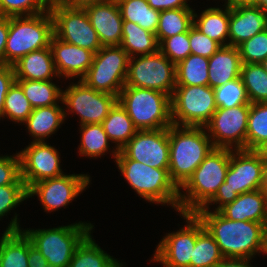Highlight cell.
Wrapping results in <instances>:
<instances>
[{
  "label": "cell",
  "mask_w": 267,
  "mask_h": 267,
  "mask_svg": "<svg viewBox=\"0 0 267 267\" xmlns=\"http://www.w3.org/2000/svg\"><path fill=\"white\" fill-rule=\"evenodd\" d=\"M54 21L50 10L31 16L9 17L5 65H13L32 51L50 47Z\"/></svg>",
  "instance_id": "52a82bcc"
},
{
  "label": "cell",
  "mask_w": 267,
  "mask_h": 267,
  "mask_svg": "<svg viewBox=\"0 0 267 267\" xmlns=\"http://www.w3.org/2000/svg\"><path fill=\"white\" fill-rule=\"evenodd\" d=\"M125 85L156 90L171 97L176 87V64L159 50L130 57Z\"/></svg>",
  "instance_id": "8fae6325"
},
{
  "label": "cell",
  "mask_w": 267,
  "mask_h": 267,
  "mask_svg": "<svg viewBox=\"0 0 267 267\" xmlns=\"http://www.w3.org/2000/svg\"><path fill=\"white\" fill-rule=\"evenodd\" d=\"M267 140V102L250 104L247 122L246 150H254Z\"/></svg>",
  "instance_id": "74e56055"
},
{
  "label": "cell",
  "mask_w": 267,
  "mask_h": 267,
  "mask_svg": "<svg viewBox=\"0 0 267 267\" xmlns=\"http://www.w3.org/2000/svg\"><path fill=\"white\" fill-rule=\"evenodd\" d=\"M129 59L130 56L120 45L101 47L81 80L96 91L118 97L125 86Z\"/></svg>",
  "instance_id": "9c48e42d"
},
{
  "label": "cell",
  "mask_w": 267,
  "mask_h": 267,
  "mask_svg": "<svg viewBox=\"0 0 267 267\" xmlns=\"http://www.w3.org/2000/svg\"><path fill=\"white\" fill-rule=\"evenodd\" d=\"M105 0H57L54 4H60L71 8H85L86 6Z\"/></svg>",
  "instance_id": "816d5d0a"
},
{
  "label": "cell",
  "mask_w": 267,
  "mask_h": 267,
  "mask_svg": "<svg viewBox=\"0 0 267 267\" xmlns=\"http://www.w3.org/2000/svg\"><path fill=\"white\" fill-rule=\"evenodd\" d=\"M48 264L42 253L32 245L28 237V267H46Z\"/></svg>",
  "instance_id": "681fc988"
},
{
  "label": "cell",
  "mask_w": 267,
  "mask_h": 267,
  "mask_svg": "<svg viewBox=\"0 0 267 267\" xmlns=\"http://www.w3.org/2000/svg\"><path fill=\"white\" fill-rule=\"evenodd\" d=\"M263 184L264 161L253 150H231L225 181L219 186L215 196L199 210H209V205L219 204L213 210L219 211L240 194L263 189Z\"/></svg>",
  "instance_id": "5b68a950"
},
{
  "label": "cell",
  "mask_w": 267,
  "mask_h": 267,
  "mask_svg": "<svg viewBox=\"0 0 267 267\" xmlns=\"http://www.w3.org/2000/svg\"><path fill=\"white\" fill-rule=\"evenodd\" d=\"M159 51L174 64L186 59L191 54L189 31L165 38Z\"/></svg>",
  "instance_id": "7bdbcfd3"
},
{
  "label": "cell",
  "mask_w": 267,
  "mask_h": 267,
  "mask_svg": "<svg viewBox=\"0 0 267 267\" xmlns=\"http://www.w3.org/2000/svg\"><path fill=\"white\" fill-rule=\"evenodd\" d=\"M257 0H227L225 4L237 5V4H255Z\"/></svg>",
  "instance_id": "11a10c76"
},
{
  "label": "cell",
  "mask_w": 267,
  "mask_h": 267,
  "mask_svg": "<svg viewBox=\"0 0 267 267\" xmlns=\"http://www.w3.org/2000/svg\"><path fill=\"white\" fill-rule=\"evenodd\" d=\"M241 57L234 46H221L210 58L208 64V86L216 88L240 77Z\"/></svg>",
  "instance_id": "cb8c5ba5"
},
{
  "label": "cell",
  "mask_w": 267,
  "mask_h": 267,
  "mask_svg": "<svg viewBox=\"0 0 267 267\" xmlns=\"http://www.w3.org/2000/svg\"><path fill=\"white\" fill-rule=\"evenodd\" d=\"M250 104L217 108L204 126L215 148L246 150L247 122Z\"/></svg>",
  "instance_id": "9a60e30c"
},
{
  "label": "cell",
  "mask_w": 267,
  "mask_h": 267,
  "mask_svg": "<svg viewBox=\"0 0 267 267\" xmlns=\"http://www.w3.org/2000/svg\"><path fill=\"white\" fill-rule=\"evenodd\" d=\"M81 141L79 154L89 158H97L105 155L109 150V137L105 133L102 124H83L80 125Z\"/></svg>",
  "instance_id": "8d00e7d4"
},
{
  "label": "cell",
  "mask_w": 267,
  "mask_h": 267,
  "mask_svg": "<svg viewBox=\"0 0 267 267\" xmlns=\"http://www.w3.org/2000/svg\"><path fill=\"white\" fill-rule=\"evenodd\" d=\"M51 81L16 79L15 82L22 88L25 97L34 109L56 105L62 101L63 90Z\"/></svg>",
  "instance_id": "4dcf8cb0"
},
{
  "label": "cell",
  "mask_w": 267,
  "mask_h": 267,
  "mask_svg": "<svg viewBox=\"0 0 267 267\" xmlns=\"http://www.w3.org/2000/svg\"><path fill=\"white\" fill-rule=\"evenodd\" d=\"M252 259L224 258L216 267H253L249 264Z\"/></svg>",
  "instance_id": "f5cc1de1"
},
{
  "label": "cell",
  "mask_w": 267,
  "mask_h": 267,
  "mask_svg": "<svg viewBox=\"0 0 267 267\" xmlns=\"http://www.w3.org/2000/svg\"><path fill=\"white\" fill-rule=\"evenodd\" d=\"M102 47L118 46L122 41L123 19L116 0H105L85 7Z\"/></svg>",
  "instance_id": "d6986e66"
},
{
  "label": "cell",
  "mask_w": 267,
  "mask_h": 267,
  "mask_svg": "<svg viewBox=\"0 0 267 267\" xmlns=\"http://www.w3.org/2000/svg\"><path fill=\"white\" fill-rule=\"evenodd\" d=\"M15 81L16 79L13 66H0V119L3 117V108L6 94Z\"/></svg>",
  "instance_id": "7dc6e473"
},
{
  "label": "cell",
  "mask_w": 267,
  "mask_h": 267,
  "mask_svg": "<svg viewBox=\"0 0 267 267\" xmlns=\"http://www.w3.org/2000/svg\"><path fill=\"white\" fill-rule=\"evenodd\" d=\"M123 263L112 256L95 243L91 232L82 240L76 248L68 267H122Z\"/></svg>",
  "instance_id": "f546056e"
},
{
  "label": "cell",
  "mask_w": 267,
  "mask_h": 267,
  "mask_svg": "<svg viewBox=\"0 0 267 267\" xmlns=\"http://www.w3.org/2000/svg\"><path fill=\"white\" fill-rule=\"evenodd\" d=\"M10 184H25L20 175V158L14 156H0V186Z\"/></svg>",
  "instance_id": "bcb514c9"
},
{
  "label": "cell",
  "mask_w": 267,
  "mask_h": 267,
  "mask_svg": "<svg viewBox=\"0 0 267 267\" xmlns=\"http://www.w3.org/2000/svg\"><path fill=\"white\" fill-rule=\"evenodd\" d=\"M214 94L217 108L227 109L251 104L240 77L214 88Z\"/></svg>",
  "instance_id": "ab89813d"
},
{
  "label": "cell",
  "mask_w": 267,
  "mask_h": 267,
  "mask_svg": "<svg viewBox=\"0 0 267 267\" xmlns=\"http://www.w3.org/2000/svg\"><path fill=\"white\" fill-rule=\"evenodd\" d=\"M242 63H261L267 58V30L237 46Z\"/></svg>",
  "instance_id": "b9f144b4"
},
{
  "label": "cell",
  "mask_w": 267,
  "mask_h": 267,
  "mask_svg": "<svg viewBox=\"0 0 267 267\" xmlns=\"http://www.w3.org/2000/svg\"><path fill=\"white\" fill-rule=\"evenodd\" d=\"M49 10L54 21V35L58 39L92 51L94 54L102 47L85 8L51 4Z\"/></svg>",
  "instance_id": "7c38bea8"
},
{
  "label": "cell",
  "mask_w": 267,
  "mask_h": 267,
  "mask_svg": "<svg viewBox=\"0 0 267 267\" xmlns=\"http://www.w3.org/2000/svg\"><path fill=\"white\" fill-rule=\"evenodd\" d=\"M168 139L169 175L180 188L215 147L204 127L172 124Z\"/></svg>",
  "instance_id": "7a4b0ae2"
},
{
  "label": "cell",
  "mask_w": 267,
  "mask_h": 267,
  "mask_svg": "<svg viewBox=\"0 0 267 267\" xmlns=\"http://www.w3.org/2000/svg\"><path fill=\"white\" fill-rule=\"evenodd\" d=\"M9 32V17L0 16V66L5 65V46Z\"/></svg>",
  "instance_id": "f907efd6"
},
{
  "label": "cell",
  "mask_w": 267,
  "mask_h": 267,
  "mask_svg": "<svg viewBox=\"0 0 267 267\" xmlns=\"http://www.w3.org/2000/svg\"><path fill=\"white\" fill-rule=\"evenodd\" d=\"M46 267H58V266H54L52 264H47Z\"/></svg>",
  "instance_id": "94428289"
},
{
  "label": "cell",
  "mask_w": 267,
  "mask_h": 267,
  "mask_svg": "<svg viewBox=\"0 0 267 267\" xmlns=\"http://www.w3.org/2000/svg\"><path fill=\"white\" fill-rule=\"evenodd\" d=\"M186 220V226L177 232L168 233L159 242L153 261L163 267H190V258L198 234L205 228L195 213H180Z\"/></svg>",
  "instance_id": "5bb4252c"
},
{
  "label": "cell",
  "mask_w": 267,
  "mask_h": 267,
  "mask_svg": "<svg viewBox=\"0 0 267 267\" xmlns=\"http://www.w3.org/2000/svg\"><path fill=\"white\" fill-rule=\"evenodd\" d=\"M264 162H267V140L253 150Z\"/></svg>",
  "instance_id": "db71d44e"
},
{
  "label": "cell",
  "mask_w": 267,
  "mask_h": 267,
  "mask_svg": "<svg viewBox=\"0 0 267 267\" xmlns=\"http://www.w3.org/2000/svg\"><path fill=\"white\" fill-rule=\"evenodd\" d=\"M209 58L190 54L176 64V86L208 85Z\"/></svg>",
  "instance_id": "836d02e7"
},
{
  "label": "cell",
  "mask_w": 267,
  "mask_h": 267,
  "mask_svg": "<svg viewBox=\"0 0 267 267\" xmlns=\"http://www.w3.org/2000/svg\"><path fill=\"white\" fill-rule=\"evenodd\" d=\"M240 78L251 104L267 102V72L260 63H242Z\"/></svg>",
  "instance_id": "e575fe53"
},
{
  "label": "cell",
  "mask_w": 267,
  "mask_h": 267,
  "mask_svg": "<svg viewBox=\"0 0 267 267\" xmlns=\"http://www.w3.org/2000/svg\"><path fill=\"white\" fill-rule=\"evenodd\" d=\"M267 30V11L255 4L230 5L228 45L237 47Z\"/></svg>",
  "instance_id": "ffe728a7"
},
{
  "label": "cell",
  "mask_w": 267,
  "mask_h": 267,
  "mask_svg": "<svg viewBox=\"0 0 267 267\" xmlns=\"http://www.w3.org/2000/svg\"><path fill=\"white\" fill-rule=\"evenodd\" d=\"M194 9L178 8L160 11L156 38L160 44L165 38L188 32L193 25Z\"/></svg>",
  "instance_id": "d6a6232c"
},
{
  "label": "cell",
  "mask_w": 267,
  "mask_h": 267,
  "mask_svg": "<svg viewBox=\"0 0 267 267\" xmlns=\"http://www.w3.org/2000/svg\"><path fill=\"white\" fill-rule=\"evenodd\" d=\"M116 102V95L96 91L79 79L77 84L72 83L62 91L60 103L69 109L64 110L65 117L67 112L75 113L79 115L80 125H83L101 124Z\"/></svg>",
  "instance_id": "4fadbf2b"
},
{
  "label": "cell",
  "mask_w": 267,
  "mask_h": 267,
  "mask_svg": "<svg viewBox=\"0 0 267 267\" xmlns=\"http://www.w3.org/2000/svg\"><path fill=\"white\" fill-rule=\"evenodd\" d=\"M90 184L87 174H63L36 182L28 188V198L37 195L47 212L67 206Z\"/></svg>",
  "instance_id": "2e32d148"
},
{
  "label": "cell",
  "mask_w": 267,
  "mask_h": 267,
  "mask_svg": "<svg viewBox=\"0 0 267 267\" xmlns=\"http://www.w3.org/2000/svg\"><path fill=\"white\" fill-rule=\"evenodd\" d=\"M120 46L130 57L149 55L159 50L156 34L131 21H123Z\"/></svg>",
  "instance_id": "f1b7e54d"
},
{
  "label": "cell",
  "mask_w": 267,
  "mask_h": 267,
  "mask_svg": "<svg viewBox=\"0 0 267 267\" xmlns=\"http://www.w3.org/2000/svg\"><path fill=\"white\" fill-rule=\"evenodd\" d=\"M60 105L48 107H38L32 110V113L23 122L26 129L34 138V142L45 141V138L54 134L60 125L64 122V108Z\"/></svg>",
  "instance_id": "484cf974"
},
{
  "label": "cell",
  "mask_w": 267,
  "mask_h": 267,
  "mask_svg": "<svg viewBox=\"0 0 267 267\" xmlns=\"http://www.w3.org/2000/svg\"><path fill=\"white\" fill-rule=\"evenodd\" d=\"M263 189L267 192V162H264V184Z\"/></svg>",
  "instance_id": "6f0895ef"
},
{
  "label": "cell",
  "mask_w": 267,
  "mask_h": 267,
  "mask_svg": "<svg viewBox=\"0 0 267 267\" xmlns=\"http://www.w3.org/2000/svg\"><path fill=\"white\" fill-rule=\"evenodd\" d=\"M13 217L0 238V267H28V236Z\"/></svg>",
  "instance_id": "603a6c76"
},
{
  "label": "cell",
  "mask_w": 267,
  "mask_h": 267,
  "mask_svg": "<svg viewBox=\"0 0 267 267\" xmlns=\"http://www.w3.org/2000/svg\"><path fill=\"white\" fill-rule=\"evenodd\" d=\"M223 259L224 256L215 239L204 228L196 238L190 258V267H216Z\"/></svg>",
  "instance_id": "d590c367"
},
{
  "label": "cell",
  "mask_w": 267,
  "mask_h": 267,
  "mask_svg": "<svg viewBox=\"0 0 267 267\" xmlns=\"http://www.w3.org/2000/svg\"><path fill=\"white\" fill-rule=\"evenodd\" d=\"M189 1V0H188ZM187 0H147L150 7L158 11L190 8Z\"/></svg>",
  "instance_id": "c3c4849f"
},
{
  "label": "cell",
  "mask_w": 267,
  "mask_h": 267,
  "mask_svg": "<svg viewBox=\"0 0 267 267\" xmlns=\"http://www.w3.org/2000/svg\"><path fill=\"white\" fill-rule=\"evenodd\" d=\"M123 21H131L156 34L160 11L153 9L147 0H116Z\"/></svg>",
  "instance_id": "1f68e13d"
},
{
  "label": "cell",
  "mask_w": 267,
  "mask_h": 267,
  "mask_svg": "<svg viewBox=\"0 0 267 267\" xmlns=\"http://www.w3.org/2000/svg\"><path fill=\"white\" fill-rule=\"evenodd\" d=\"M18 154L20 175L27 189L38 181L64 174L58 150L45 141H32Z\"/></svg>",
  "instance_id": "e0dca14e"
},
{
  "label": "cell",
  "mask_w": 267,
  "mask_h": 267,
  "mask_svg": "<svg viewBox=\"0 0 267 267\" xmlns=\"http://www.w3.org/2000/svg\"><path fill=\"white\" fill-rule=\"evenodd\" d=\"M195 214L215 239L224 258L252 259L257 253H266L267 224L229 220L210 209Z\"/></svg>",
  "instance_id": "6da1fadb"
},
{
  "label": "cell",
  "mask_w": 267,
  "mask_h": 267,
  "mask_svg": "<svg viewBox=\"0 0 267 267\" xmlns=\"http://www.w3.org/2000/svg\"><path fill=\"white\" fill-rule=\"evenodd\" d=\"M102 126L109 139L116 144L112 156L116 159L119 150L138 131L125 109L117 101L110 109L108 116L102 121Z\"/></svg>",
  "instance_id": "83f0119b"
},
{
  "label": "cell",
  "mask_w": 267,
  "mask_h": 267,
  "mask_svg": "<svg viewBox=\"0 0 267 267\" xmlns=\"http://www.w3.org/2000/svg\"><path fill=\"white\" fill-rule=\"evenodd\" d=\"M219 212L229 220L267 224V192L264 189L244 192Z\"/></svg>",
  "instance_id": "7402d4cb"
},
{
  "label": "cell",
  "mask_w": 267,
  "mask_h": 267,
  "mask_svg": "<svg viewBox=\"0 0 267 267\" xmlns=\"http://www.w3.org/2000/svg\"><path fill=\"white\" fill-rule=\"evenodd\" d=\"M49 5L54 4L57 0H45Z\"/></svg>",
  "instance_id": "91938a15"
},
{
  "label": "cell",
  "mask_w": 267,
  "mask_h": 267,
  "mask_svg": "<svg viewBox=\"0 0 267 267\" xmlns=\"http://www.w3.org/2000/svg\"><path fill=\"white\" fill-rule=\"evenodd\" d=\"M115 162L138 196L155 204L171 205L178 211L179 188L171 180L168 169L154 168L129 159L120 150Z\"/></svg>",
  "instance_id": "277c9868"
},
{
  "label": "cell",
  "mask_w": 267,
  "mask_h": 267,
  "mask_svg": "<svg viewBox=\"0 0 267 267\" xmlns=\"http://www.w3.org/2000/svg\"><path fill=\"white\" fill-rule=\"evenodd\" d=\"M12 66L15 79L47 81L58 77L50 47L32 51Z\"/></svg>",
  "instance_id": "d4e9b609"
},
{
  "label": "cell",
  "mask_w": 267,
  "mask_h": 267,
  "mask_svg": "<svg viewBox=\"0 0 267 267\" xmlns=\"http://www.w3.org/2000/svg\"><path fill=\"white\" fill-rule=\"evenodd\" d=\"M117 101L137 130L163 129L172 125L171 97L168 94L125 85Z\"/></svg>",
  "instance_id": "8992f818"
},
{
  "label": "cell",
  "mask_w": 267,
  "mask_h": 267,
  "mask_svg": "<svg viewBox=\"0 0 267 267\" xmlns=\"http://www.w3.org/2000/svg\"><path fill=\"white\" fill-rule=\"evenodd\" d=\"M191 54L210 58L221 45L203 34L194 25L189 29Z\"/></svg>",
  "instance_id": "f6af8a7d"
},
{
  "label": "cell",
  "mask_w": 267,
  "mask_h": 267,
  "mask_svg": "<svg viewBox=\"0 0 267 267\" xmlns=\"http://www.w3.org/2000/svg\"><path fill=\"white\" fill-rule=\"evenodd\" d=\"M120 151L129 159L154 168L168 169V128L138 130Z\"/></svg>",
  "instance_id": "ac0fdd59"
},
{
  "label": "cell",
  "mask_w": 267,
  "mask_h": 267,
  "mask_svg": "<svg viewBox=\"0 0 267 267\" xmlns=\"http://www.w3.org/2000/svg\"><path fill=\"white\" fill-rule=\"evenodd\" d=\"M255 5L263 9L264 11H267V0H257Z\"/></svg>",
  "instance_id": "9f6ffc18"
},
{
  "label": "cell",
  "mask_w": 267,
  "mask_h": 267,
  "mask_svg": "<svg viewBox=\"0 0 267 267\" xmlns=\"http://www.w3.org/2000/svg\"><path fill=\"white\" fill-rule=\"evenodd\" d=\"M26 199L28 189L25 184L0 186V219Z\"/></svg>",
  "instance_id": "ee69618b"
},
{
  "label": "cell",
  "mask_w": 267,
  "mask_h": 267,
  "mask_svg": "<svg viewBox=\"0 0 267 267\" xmlns=\"http://www.w3.org/2000/svg\"><path fill=\"white\" fill-rule=\"evenodd\" d=\"M230 149L214 148L179 188V213H196L216 194L225 181ZM180 190H184L183 193Z\"/></svg>",
  "instance_id": "3957f363"
},
{
  "label": "cell",
  "mask_w": 267,
  "mask_h": 267,
  "mask_svg": "<svg viewBox=\"0 0 267 267\" xmlns=\"http://www.w3.org/2000/svg\"><path fill=\"white\" fill-rule=\"evenodd\" d=\"M217 110L210 86H176L171 96L172 124L204 127Z\"/></svg>",
  "instance_id": "30bf717a"
},
{
  "label": "cell",
  "mask_w": 267,
  "mask_h": 267,
  "mask_svg": "<svg viewBox=\"0 0 267 267\" xmlns=\"http://www.w3.org/2000/svg\"><path fill=\"white\" fill-rule=\"evenodd\" d=\"M50 9L45 0H0V16H31Z\"/></svg>",
  "instance_id": "60d3db41"
},
{
  "label": "cell",
  "mask_w": 267,
  "mask_h": 267,
  "mask_svg": "<svg viewBox=\"0 0 267 267\" xmlns=\"http://www.w3.org/2000/svg\"><path fill=\"white\" fill-rule=\"evenodd\" d=\"M260 64L263 66L264 70L267 72V58L264 59Z\"/></svg>",
  "instance_id": "680465c9"
},
{
  "label": "cell",
  "mask_w": 267,
  "mask_h": 267,
  "mask_svg": "<svg viewBox=\"0 0 267 267\" xmlns=\"http://www.w3.org/2000/svg\"><path fill=\"white\" fill-rule=\"evenodd\" d=\"M91 223L78 222L49 229L23 230L48 264L68 267L82 240L93 230Z\"/></svg>",
  "instance_id": "ba28073f"
},
{
  "label": "cell",
  "mask_w": 267,
  "mask_h": 267,
  "mask_svg": "<svg viewBox=\"0 0 267 267\" xmlns=\"http://www.w3.org/2000/svg\"><path fill=\"white\" fill-rule=\"evenodd\" d=\"M50 48L58 78H80L87 74L92 65L94 53L82 47L66 43L53 35Z\"/></svg>",
  "instance_id": "44dd1931"
},
{
  "label": "cell",
  "mask_w": 267,
  "mask_h": 267,
  "mask_svg": "<svg viewBox=\"0 0 267 267\" xmlns=\"http://www.w3.org/2000/svg\"><path fill=\"white\" fill-rule=\"evenodd\" d=\"M224 5V10L219 7H210L203 10L200 16L194 12L193 25L221 46H228L230 5Z\"/></svg>",
  "instance_id": "4316f807"
},
{
  "label": "cell",
  "mask_w": 267,
  "mask_h": 267,
  "mask_svg": "<svg viewBox=\"0 0 267 267\" xmlns=\"http://www.w3.org/2000/svg\"><path fill=\"white\" fill-rule=\"evenodd\" d=\"M32 106L25 97L22 88L14 82L5 97L3 118L7 117L13 122L23 123L32 113Z\"/></svg>",
  "instance_id": "f35d334b"
}]
</instances>
